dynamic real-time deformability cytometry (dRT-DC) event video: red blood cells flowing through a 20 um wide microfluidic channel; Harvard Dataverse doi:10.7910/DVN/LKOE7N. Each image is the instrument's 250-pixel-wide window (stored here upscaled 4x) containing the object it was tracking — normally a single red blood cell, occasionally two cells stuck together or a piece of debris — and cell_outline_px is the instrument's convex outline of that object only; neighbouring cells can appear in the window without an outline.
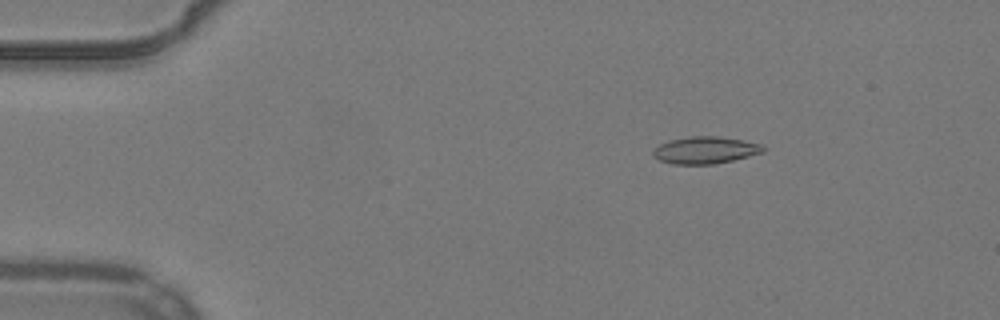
{"species": "common noctule bat (a hibernating species)", "species_latin": "Nyctalus noctula", "temperature_condition": "warm", "stored_images_in_passage": 24, "camera_frame_rate_fps": 3000, "um_per_image_px": 0.085, "animal": {"sex": "male", "body_mass_g": 19.2, "forearm_length_mm": 51.8}, "frame": {"image": 1, "passage_image": 3, "time_ms": 0.667, "image_size_px": [1000, 320], "cell_outline_px": [[764, 152], [732, 160], [712, 164], [672, 164], [660, 160], [652, 156], [652, 152], [660, 144], [668, 140], [692, 136], [720, 136], [744, 140], [760, 144], [764, 148]], "centroid_in_image_um": [59.93, 12.75], "position_along_channel_um": 25.1, "area_um2": 17.28}}
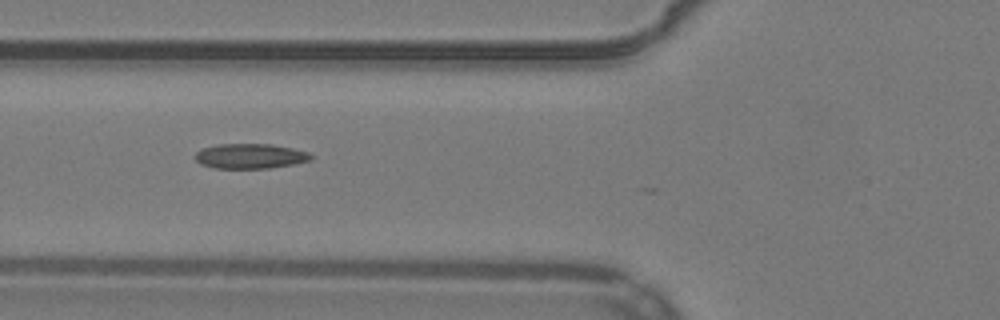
{"frame": {"image": 2, "passage_image": 15, "time_ms": 4.667, "image_size_px": [1000, 320], "cell_outline_px": [[312, 160], [292, 164], [268, 168], [216, 168], [200, 164], [192, 156], [196, 152], [204, 148], [220, 144], [272, 144], [292, 148], [308, 152], [312, 156]], "centroid_in_image_um": [21.25, 13.27], "position_along_channel_um": 104.6, "area_um2": 16.76}}
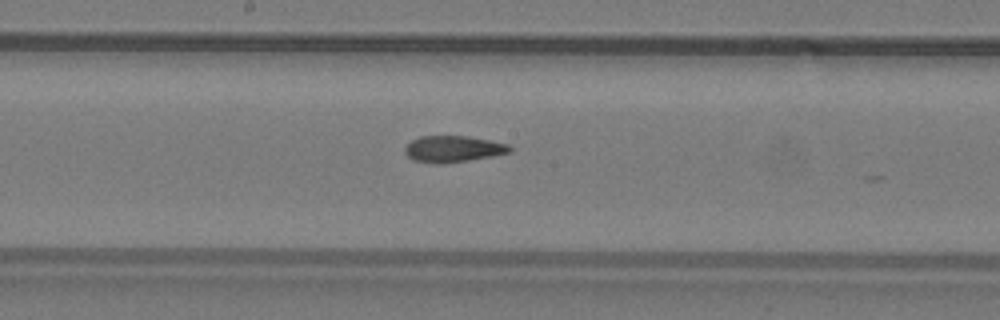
{"frame": {"image": 3, "passage_image": 23, "time_ms": 7.333, "image_size_px": [1000, 320], "cell_outline_px": [[512, 148], [508, 152], [492, 156], [468, 160], [440, 164], [436, 164], [412, 160], [404, 152], [404, 148], [412, 140], [420, 136], [468, 136], [508, 144]], "centroid_in_image_um": [38.47, 12.66], "position_along_channel_um": 209.7, "area_um2": 16.01}}